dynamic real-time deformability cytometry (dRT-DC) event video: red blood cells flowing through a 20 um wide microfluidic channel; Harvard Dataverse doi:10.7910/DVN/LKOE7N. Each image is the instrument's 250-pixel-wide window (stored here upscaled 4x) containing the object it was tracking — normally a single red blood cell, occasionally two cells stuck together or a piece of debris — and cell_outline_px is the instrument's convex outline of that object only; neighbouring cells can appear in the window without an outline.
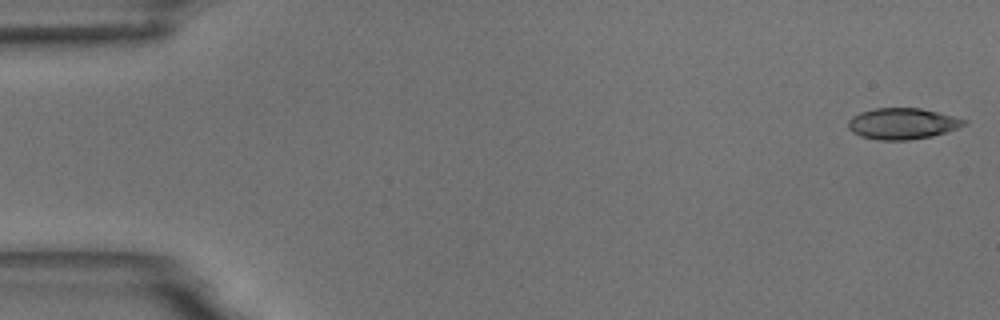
{"species": "common noctule bat (a hibernating species)", "species_latin": "Nyctalus noctula", "temperature_condition": "room temperature", "stored_images_in_passage": 13, "camera_frame_rate_fps": 3000, "um_per_image_px": 0.085, "animal": {"sex": "male", "body_mass_g": 18.8}, "frame": {"image": 1, "passage_image": 1, "time_ms": 0.0, "image_size_px": [1000, 320], "cell_outline_px": [[968, 124], [932, 136], [908, 140], [880, 140], [860, 136], [852, 132], [848, 128], [848, 120], [852, 116], [860, 112], [876, 108], [920, 108], [968, 120]], "centroid_in_image_um": [76.68, 10.51], "position_along_channel_um": 8.3, "area_um2": 20.92}}